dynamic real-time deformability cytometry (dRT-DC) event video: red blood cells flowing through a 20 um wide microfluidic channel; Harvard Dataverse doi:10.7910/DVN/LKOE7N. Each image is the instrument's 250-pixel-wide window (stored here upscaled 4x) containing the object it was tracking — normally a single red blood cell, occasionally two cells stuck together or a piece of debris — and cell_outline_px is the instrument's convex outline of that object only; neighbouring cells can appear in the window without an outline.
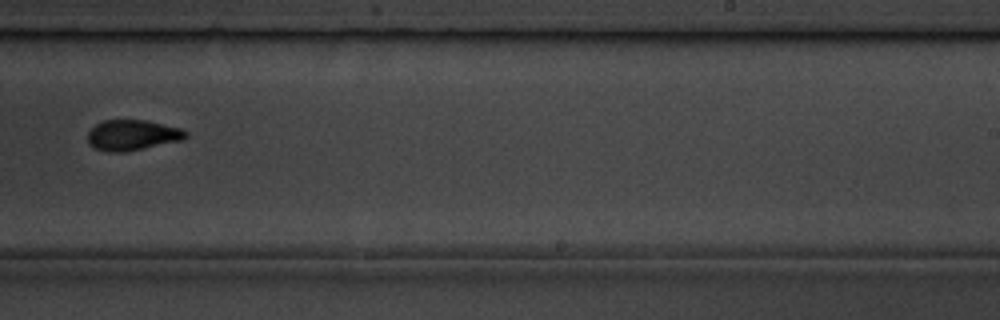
{"species": "common noctule bat (a hibernating species)", "species_latin": "Nyctalus noctula", "temperature_condition": "room temperature", "stored_images_in_passage": 7, "camera_frame_rate_fps": 3000, "um_per_image_px": 0.085, "animal": {"sex": "male", "body_mass_g": 19.5, "forearm_length_mm": 54.6}, "frame": {"image": 1, "passage_image": 7, "time_ms": 8.0, "image_size_px": [1000, 320], "cell_outline_px": [[188, 136], [184, 140], [124, 152], [108, 152], [96, 148], [88, 144], [88, 132], [96, 124], [104, 120], [144, 120], [184, 128], [188, 132]], "centroid_in_image_um": [11.29, 11.48], "position_along_channel_um": 277.7, "area_um2": 17.57}}